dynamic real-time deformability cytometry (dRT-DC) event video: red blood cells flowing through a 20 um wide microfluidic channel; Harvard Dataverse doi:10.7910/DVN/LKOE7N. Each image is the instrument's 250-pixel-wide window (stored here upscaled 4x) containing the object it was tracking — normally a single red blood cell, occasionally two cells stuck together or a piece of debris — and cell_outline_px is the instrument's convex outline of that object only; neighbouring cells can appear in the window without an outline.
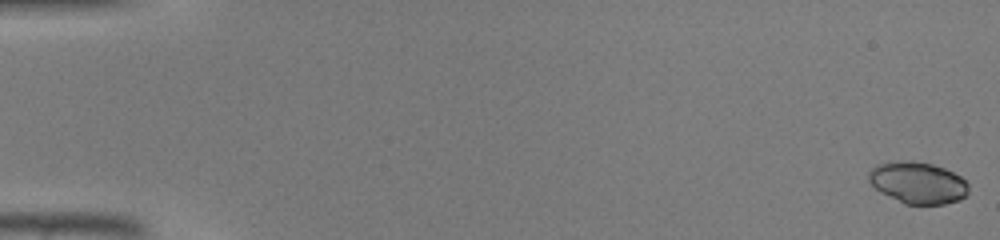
{"species": "common noctule bat (a hibernating species)", "species_latin": "Nyctalus noctula", "temperature_condition": "warm", "stored_images_in_passage": 46, "camera_frame_rate_fps": 3000, "um_per_image_px": 0.085, "animal": {"sex": "male", "body_mass_g": 19.0, "forearm_length_mm": 50.8}, "frame": {"image": 1, "passage_image": 1, "time_ms": 0.0, "image_size_px": [1000, 240], "cell_outline_px": [[968, 192], [960, 200], [944, 204], [904, 204], [880, 192], [868, 180], [868, 172], [876, 164], [896, 160], [912, 160], [932, 164], [944, 168], [960, 176], [968, 184]], "centroid_in_image_um": [77.99, 15.52], "position_along_channel_um": 7.0, "area_um2": 24.39}}
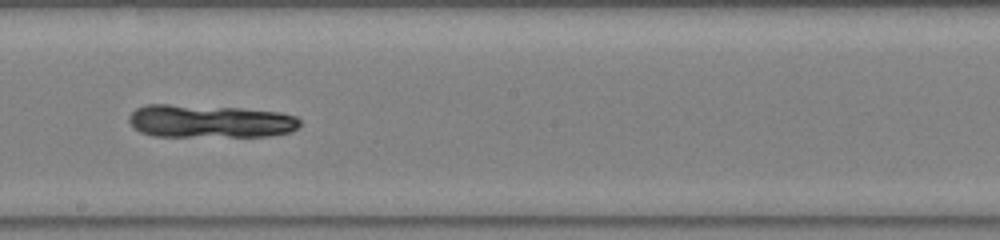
{"frame": {"image": 2, "passage_image": 27, "time_ms": 8.667, "image_size_px": [1000, 240], "cell_outline_px": [[300, 124], [292, 132], [268, 136], [152, 136], [140, 132], [128, 120], [128, 116], [136, 108], [148, 104], [168, 104], [240, 108], [280, 112], [296, 116], [300, 120]], "centroid_in_image_um": [17.84, 10.3], "position_along_channel_um": 230.4, "area_um2": 32.95}}
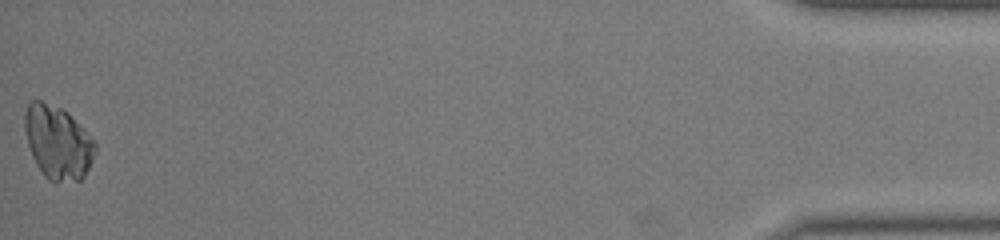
{"frame": {"image": 3, "passage_image": 46, "time_ms": 15.0, "image_size_px": [1000, 240], "cell_outline_px": [[96, 152], [84, 176], [80, 180], [56, 184], [48, 180], [44, 176], [36, 164], [32, 156], [28, 144], [24, 128], [24, 112], [28, 104], [32, 100], [40, 100], [60, 108], [68, 112], [96, 144]], "centroid_in_image_um": [4.89, 12.13], "position_along_channel_um": 430.3, "area_um2": 30.17}}